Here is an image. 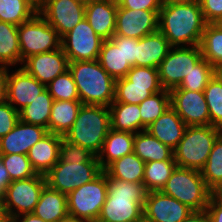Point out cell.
<instances>
[{
    "instance_id": "obj_1",
    "label": "cell",
    "mask_w": 222,
    "mask_h": 222,
    "mask_svg": "<svg viewBox=\"0 0 222 222\" xmlns=\"http://www.w3.org/2000/svg\"><path fill=\"white\" fill-rule=\"evenodd\" d=\"M206 24L199 1L163 3L159 11L158 30L172 47L200 45Z\"/></svg>"
},
{
    "instance_id": "obj_2",
    "label": "cell",
    "mask_w": 222,
    "mask_h": 222,
    "mask_svg": "<svg viewBox=\"0 0 222 222\" xmlns=\"http://www.w3.org/2000/svg\"><path fill=\"white\" fill-rule=\"evenodd\" d=\"M108 193L96 222H143L148 190L142 183L107 178Z\"/></svg>"
},
{
    "instance_id": "obj_3",
    "label": "cell",
    "mask_w": 222,
    "mask_h": 222,
    "mask_svg": "<svg viewBox=\"0 0 222 222\" xmlns=\"http://www.w3.org/2000/svg\"><path fill=\"white\" fill-rule=\"evenodd\" d=\"M68 69L82 104L111 105L115 99V80L98 60L69 62Z\"/></svg>"
},
{
    "instance_id": "obj_4",
    "label": "cell",
    "mask_w": 222,
    "mask_h": 222,
    "mask_svg": "<svg viewBox=\"0 0 222 222\" xmlns=\"http://www.w3.org/2000/svg\"><path fill=\"white\" fill-rule=\"evenodd\" d=\"M110 129L108 106L82 104L76 120L64 138L97 156Z\"/></svg>"
},
{
    "instance_id": "obj_5",
    "label": "cell",
    "mask_w": 222,
    "mask_h": 222,
    "mask_svg": "<svg viewBox=\"0 0 222 222\" xmlns=\"http://www.w3.org/2000/svg\"><path fill=\"white\" fill-rule=\"evenodd\" d=\"M221 133L222 129L212 125L188 126L178 146L174 149L177 167L201 171L215 140Z\"/></svg>"
},
{
    "instance_id": "obj_6",
    "label": "cell",
    "mask_w": 222,
    "mask_h": 222,
    "mask_svg": "<svg viewBox=\"0 0 222 222\" xmlns=\"http://www.w3.org/2000/svg\"><path fill=\"white\" fill-rule=\"evenodd\" d=\"M162 193L175 198L193 211L206 210L210 189L199 170L176 167L167 180Z\"/></svg>"
},
{
    "instance_id": "obj_7",
    "label": "cell",
    "mask_w": 222,
    "mask_h": 222,
    "mask_svg": "<svg viewBox=\"0 0 222 222\" xmlns=\"http://www.w3.org/2000/svg\"><path fill=\"white\" fill-rule=\"evenodd\" d=\"M107 193V175L103 170L95 179L67 194L68 215L96 222Z\"/></svg>"
},
{
    "instance_id": "obj_8",
    "label": "cell",
    "mask_w": 222,
    "mask_h": 222,
    "mask_svg": "<svg viewBox=\"0 0 222 222\" xmlns=\"http://www.w3.org/2000/svg\"><path fill=\"white\" fill-rule=\"evenodd\" d=\"M18 39L22 62L36 54L61 47L57 31L37 12L30 20L18 26Z\"/></svg>"
},
{
    "instance_id": "obj_9",
    "label": "cell",
    "mask_w": 222,
    "mask_h": 222,
    "mask_svg": "<svg viewBox=\"0 0 222 222\" xmlns=\"http://www.w3.org/2000/svg\"><path fill=\"white\" fill-rule=\"evenodd\" d=\"M45 185V176L39 174L10 182L2 192L5 214L13 218L33 213Z\"/></svg>"
},
{
    "instance_id": "obj_10",
    "label": "cell",
    "mask_w": 222,
    "mask_h": 222,
    "mask_svg": "<svg viewBox=\"0 0 222 222\" xmlns=\"http://www.w3.org/2000/svg\"><path fill=\"white\" fill-rule=\"evenodd\" d=\"M202 58L200 45L171 47L158 66L162 88L170 91L178 87Z\"/></svg>"
},
{
    "instance_id": "obj_11",
    "label": "cell",
    "mask_w": 222,
    "mask_h": 222,
    "mask_svg": "<svg viewBox=\"0 0 222 222\" xmlns=\"http://www.w3.org/2000/svg\"><path fill=\"white\" fill-rule=\"evenodd\" d=\"M103 170L99 163L59 161L45 175L46 184L61 193L68 194L95 179Z\"/></svg>"
},
{
    "instance_id": "obj_12",
    "label": "cell",
    "mask_w": 222,
    "mask_h": 222,
    "mask_svg": "<svg viewBox=\"0 0 222 222\" xmlns=\"http://www.w3.org/2000/svg\"><path fill=\"white\" fill-rule=\"evenodd\" d=\"M103 39L84 18L61 38V47L69 62L97 60Z\"/></svg>"
},
{
    "instance_id": "obj_13",
    "label": "cell",
    "mask_w": 222,
    "mask_h": 222,
    "mask_svg": "<svg viewBox=\"0 0 222 222\" xmlns=\"http://www.w3.org/2000/svg\"><path fill=\"white\" fill-rule=\"evenodd\" d=\"M38 12L62 38L85 18V4L76 0H44Z\"/></svg>"
},
{
    "instance_id": "obj_14",
    "label": "cell",
    "mask_w": 222,
    "mask_h": 222,
    "mask_svg": "<svg viewBox=\"0 0 222 222\" xmlns=\"http://www.w3.org/2000/svg\"><path fill=\"white\" fill-rule=\"evenodd\" d=\"M170 106L187 126L210 125L208 105L203 91L171 89Z\"/></svg>"
},
{
    "instance_id": "obj_15",
    "label": "cell",
    "mask_w": 222,
    "mask_h": 222,
    "mask_svg": "<svg viewBox=\"0 0 222 222\" xmlns=\"http://www.w3.org/2000/svg\"><path fill=\"white\" fill-rule=\"evenodd\" d=\"M159 11L118 7L114 36L140 39L158 31Z\"/></svg>"
},
{
    "instance_id": "obj_16",
    "label": "cell",
    "mask_w": 222,
    "mask_h": 222,
    "mask_svg": "<svg viewBox=\"0 0 222 222\" xmlns=\"http://www.w3.org/2000/svg\"><path fill=\"white\" fill-rule=\"evenodd\" d=\"M192 212L188 206L161 191L148 192L143 209V222H182Z\"/></svg>"
},
{
    "instance_id": "obj_17",
    "label": "cell",
    "mask_w": 222,
    "mask_h": 222,
    "mask_svg": "<svg viewBox=\"0 0 222 222\" xmlns=\"http://www.w3.org/2000/svg\"><path fill=\"white\" fill-rule=\"evenodd\" d=\"M45 89V84L40 83L22 67L12 74H9L6 68V101L18 112L35 100Z\"/></svg>"
},
{
    "instance_id": "obj_18",
    "label": "cell",
    "mask_w": 222,
    "mask_h": 222,
    "mask_svg": "<svg viewBox=\"0 0 222 222\" xmlns=\"http://www.w3.org/2000/svg\"><path fill=\"white\" fill-rule=\"evenodd\" d=\"M21 67L42 84H49L58 75L68 70V58L62 47L26 58Z\"/></svg>"
},
{
    "instance_id": "obj_19",
    "label": "cell",
    "mask_w": 222,
    "mask_h": 222,
    "mask_svg": "<svg viewBox=\"0 0 222 222\" xmlns=\"http://www.w3.org/2000/svg\"><path fill=\"white\" fill-rule=\"evenodd\" d=\"M44 127L19 120L14 128L0 138V155L24 154L48 134Z\"/></svg>"
},
{
    "instance_id": "obj_20",
    "label": "cell",
    "mask_w": 222,
    "mask_h": 222,
    "mask_svg": "<svg viewBox=\"0 0 222 222\" xmlns=\"http://www.w3.org/2000/svg\"><path fill=\"white\" fill-rule=\"evenodd\" d=\"M117 9L118 5L110 0H92L85 5V19L103 40L115 34Z\"/></svg>"
},
{
    "instance_id": "obj_21",
    "label": "cell",
    "mask_w": 222,
    "mask_h": 222,
    "mask_svg": "<svg viewBox=\"0 0 222 222\" xmlns=\"http://www.w3.org/2000/svg\"><path fill=\"white\" fill-rule=\"evenodd\" d=\"M63 136L48 133L29 150L27 156L34 171L45 176L59 161Z\"/></svg>"
},
{
    "instance_id": "obj_22",
    "label": "cell",
    "mask_w": 222,
    "mask_h": 222,
    "mask_svg": "<svg viewBox=\"0 0 222 222\" xmlns=\"http://www.w3.org/2000/svg\"><path fill=\"white\" fill-rule=\"evenodd\" d=\"M187 127L181 117L170 106L157 120L146 128V131L174 150L182 139Z\"/></svg>"
},
{
    "instance_id": "obj_23",
    "label": "cell",
    "mask_w": 222,
    "mask_h": 222,
    "mask_svg": "<svg viewBox=\"0 0 222 222\" xmlns=\"http://www.w3.org/2000/svg\"><path fill=\"white\" fill-rule=\"evenodd\" d=\"M171 47L159 30L137 39L135 66L158 68Z\"/></svg>"
},
{
    "instance_id": "obj_24",
    "label": "cell",
    "mask_w": 222,
    "mask_h": 222,
    "mask_svg": "<svg viewBox=\"0 0 222 222\" xmlns=\"http://www.w3.org/2000/svg\"><path fill=\"white\" fill-rule=\"evenodd\" d=\"M97 60L114 80L124 78L132 68L123 54V36L104 40Z\"/></svg>"
},
{
    "instance_id": "obj_25",
    "label": "cell",
    "mask_w": 222,
    "mask_h": 222,
    "mask_svg": "<svg viewBox=\"0 0 222 222\" xmlns=\"http://www.w3.org/2000/svg\"><path fill=\"white\" fill-rule=\"evenodd\" d=\"M135 133L110 129L97 155L100 167L105 170L115 160L134 151ZM106 155V159H104Z\"/></svg>"
},
{
    "instance_id": "obj_26",
    "label": "cell",
    "mask_w": 222,
    "mask_h": 222,
    "mask_svg": "<svg viewBox=\"0 0 222 222\" xmlns=\"http://www.w3.org/2000/svg\"><path fill=\"white\" fill-rule=\"evenodd\" d=\"M33 213L46 222H59L68 215L67 195L46 184Z\"/></svg>"
},
{
    "instance_id": "obj_27",
    "label": "cell",
    "mask_w": 222,
    "mask_h": 222,
    "mask_svg": "<svg viewBox=\"0 0 222 222\" xmlns=\"http://www.w3.org/2000/svg\"><path fill=\"white\" fill-rule=\"evenodd\" d=\"M133 152L145 163L152 161H175L174 150L161 143L146 130L135 133Z\"/></svg>"
},
{
    "instance_id": "obj_28",
    "label": "cell",
    "mask_w": 222,
    "mask_h": 222,
    "mask_svg": "<svg viewBox=\"0 0 222 222\" xmlns=\"http://www.w3.org/2000/svg\"><path fill=\"white\" fill-rule=\"evenodd\" d=\"M81 106L80 100H54L51 106L48 132L64 137L76 120Z\"/></svg>"
},
{
    "instance_id": "obj_29",
    "label": "cell",
    "mask_w": 222,
    "mask_h": 222,
    "mask_svg": "<svg viewBox=\"0 0 222 222\" xmlns=\"http://www.w3.org/2000/svg\"><path fill=\"white\" fill-rule=\"evenodd\" d=\"M109 111L111 129L130 133L141 131V116L138 104L112 102Z\"/></svg>"
},
{
    "instance_id": "obj_30",
    "label": "cell",
    "mask_w": 222,
    "mask_h": 222,
    "mask_svg": "<svg viewBox=\"0 0 222 222\" xmlns=\"http://www.w3.org/2000/svg\"><path fill=\"white\" fill-rule=\"evenodd\" d=\"M144 167L145 162L132 152L115 160L104 171L107 178L143 184Z\"/></svg>"
},
{
    "instance_id": "obj_31",
    "label": "cell",
    "mask_w": 222,
    "mask_h": 222,
    "mask_svg": "<svg viewBox=\"0 0 222 222\" xmlns=\"http://www.w3.org/2000/svg\"><path fill=\"white\" fill-rule=\"evenodd\" d=\"M21 64L18 26L0 21V68Z\"/></svg>"
},
{
    "instance_id": "obj_32",
    "label": "cell",
    "mask_w": 222,
    "mask_h": 222,
    "mask_svg": "<svg viewBox=\"0 0 222 222\" xmlns=\"http://www.w3.org/2000/svg\"><path fill=\"white\" fill-rule=\"evenodd\" d=\"M53 98L47 88L19 111V120L48 129Z\"/></svg>"
},
{
    "instance_id": "obj_33",
    "label": "cell",
    "mask_w": 222,
    "mask_h": 222,
    "mask_svg": "<svg viewBox=\"0 0 222 222\" xmlns=\"http://www.w3.org/2000/svg\"><path fill=\"white\" fill-rule=\"evenodd\" d=\"M202 56L217 71L222 68V30L216 24H206L200 43Z\"/></svg>"
},
{
    "instance_id": "obj_34",
    "label": "cell",
    "mask_w": 222,
    "mask_h": 222,
    "mask_svg": "<svg viewBox=\"0 0 222 222\" xmlns=\"http://www.w3.org/2000/svg\"><path fill=\"white\" fill-rule=\"evenodd\" d=\"M162 86L131 85L126 77L115 80V99L113 102L140 104L152 94L162 91Z\"/></svg>"
},
{
    "instance_id": "obj_35",
    "label": "cell",
    "mask_w": 222,
    "mask_h": 222,
    "mask_svg": "<svg viewBox=\"0 0 222 222\" xmlns=\"http://www.w3.org/2000/svg\"><path fill=\"white\" fill-rule=\"evenodd\" d=\"M170 107V91H162L152 94L139 104L141 116V131L157 120L165 110Z\"/></svg>"
},
{
    "instance_id": "obj_36",
    "label": "cell",
    "mask_w": 222,
    "mask_h": 222,
    "mask_svg": "<svg viewBox=\"0 0 222 222\" xmlns=\"http://www.w3.org/2000/svg\"><path fill=\"white\" fill-rule=\"evenodd\" d=\"M176 167L175 161L145 163L143 184L148 192L161 191Z\"/></svg>"
},
{
    "instance_id": "obj_37",
    "label": "cell",
    "mask_w": 222,
    "mask_h": 222,
    "mask_svg": "<svg viewBox=\"0 0 222 222\" xmlns=\"http://www.w3.org/2000/svg\"><path fill=\"white\" fill-rule=\"evenodd\" d=\"M38 10L27 0H0V21L16 26L30 20Z\"/></svg>"
},
{
    "instance_id": "obj_38",
    "label": "cell",
    "mask_w": 222,
    "mask_h": 222,
    "mask_svg": "<svg viewBox=\"0 0 222 222\" xmlns=\"http://www.w3.org/2000/svg\"><path fill=\"white\" fill-rule=\"evenodd\" d=\"M204 92L210 115V125L222 129V75L217 71Z\"/></svg>"
},
{
    "instance_id": "obj_39",
    "label": "cell",
    "mask_w": 222,
    "mask_h": 222,
    "mask_svg": "<svg viewBox=\"0 0 222 222\" xmlns=\"http://www.w3.org/2000/svg\"><path fill=\"white\" fill-rule=\"evenodd\" d=\"M217 70L204 58H202L184 77L180 85L173 89H186L191 91H204L210 79Z\"/></svg>"
},
{
    "instance_id": "obj_40",
    "label": "cell",
    "mask_w": 222,
    "mask_h": 222,
    "mask_svg": "<svg viewBox=\"0 0 222 222\" xmlns=\"http://www.w3.org/2000/svg\"><path fill=\"white\" fill-rule=\"evenodd\" d=\"M200 172L209 189L222 180V133L215 140L207 162Z\"/></svg>"
},
{
    "instance_id": "obj_41",
    "label": "cell",
    "mask_w": 222,
    "mask_h": 222,
    "mask_svg": "<svg viewBox=\"0 0 222 222\" xmlns=\"http://www.w3.org/2000/svg\"><path fill=\"white\" fill-rule=\"evenodd\" d=\"M0 164L7 170L11 182L37 175L24 154L0 155Z\"/></svg>"
},
{
    "instance_id": "obj_42",
    "label": "cell",
    "mask_w": 222,
    "mask_h": 222,
    "mask_svg": "<svg viewBox=\"0 0 222 222\" xmlns=\"http://www.w3.org/2000/svg\"><path fill=\"white\" fill-rule=\"evenodd\" d=\"M53 100H80L71 72L66 70L46 85Z\"/></svg>"
},
{
    "instance_id": "obj_43",
    "label": "cell",
    "mask_w": 222,
    "mask_h": 222,
    "mask_svg": "<svg viewBox=\"0 0 222 222\" xmlns=\"http://www.w3.org/2000/svg\"><path fill=\"white\" fill-rule=\"evenodd\" d=\"M61 161H80L82 163H99L97 156L92 154L89 150L68 142L64 137L60 145Z\"/></svg>"
},
{
    "instance_id": "obj_44",
    "label": "cell",
    "mask_w": 222,
    "mask_h": 222,
    "mask_svg": "<svg viewBox=\"0 0 222 222\" xmlns=\"http://www.w3.org/2000/svg\"><path fill=\"white\" fill-rule=\"evenodd\" d=\"M125 77L131 85L161 86L158 68L133 66Z\"/></svg>"
},
{
    "instance_id": "obj_45",
    "label": "cell",
    "mask_w": 222,
    "mask_h": 222,
    "mask_svg": "<svg viewBox=\"0 0 222 222\" xmlns=\"http://www.w3.org/2000/svg\"><path fill=\"white\" fill-rule=\"evenodd\" d=\"M19 121V112L7 101L0 104V138L8 134Z\"/></svg>"
},
{
    "instance_id": "obj_46",
    "label": "cell",
    "mask_w": 222,
    "mask_h": 222,
    "mask_svg": "<svg viewBox=\"0 0 222 222\" xmlns=\"http://www.w3.org/2000/svg\"><path fill=\"white\" fill-rule=\"evenodd\" d=\"M207 24H215L222 18V0H198Z\"/></svg>"
},
{
    "instance_id": "obj_47",
    "label": "cell",
    "mask_w": 222,
    "mask_h": 222,
    "mask_svg": "<svg viewBox=\"0 0 222 222\" xmlns=\"http://www.w3.org/2000/svg\"><path fill=\"white\" fill-rule=\"evenodd\" d=\"M162 0H123L118 7L132 10L160 11Z\"/></svg>"
},
{
    "instance_id": "obj_48",
    "label": "cell",
    "mask_w": 222,
    "mask_h": 222,
    "mask_svg": "<svg viewBox=\"0 0 222 222\" xmlns=\"http://www.w3.org/2000/svg\"><path fill=\"white\" fill-rule=\"evenodd\" d=\"M137 39L123 36V54L128 63L135 66Z\"/></svg>"
},
{
    "instance_id": "obj_49",
    "label": "cell",
    "mask_w": 222,
    "mask_h": 222,
    "mask_svg": "<svg viewBox=\"0 0 222 222\" xmlns=\"http://www.w3.org/2000/svg\"><path fill=\"white\" fill-rule=\"evenodd\" d=\"M205 211L210 222H222V203L214 202L210 198Z\"/></svg>"
},
{
    "instance_id": "obj_50",
    "label": "cell",
    "mask_w": 222,
    "mask_h": 222,
    "mask_svg": "<svg viewBox=\"0 0 222 222\" xmlns=\"http://www.w3.org/2000/svg\"><path fill=\"white\" fill-rule=\"evenodd\" d=\"M182 222H210L208 215L205 210L192 212L185 220Z\"/></svg>"
},
{
    "instance_id": "obj_51",
    "label": "cell",
    "mask_w": 222,
    "mask_h": 222,
    "mask_svg": "<svg viewBox=\"0 0 222 222\" xmlns=\"http://www.w3.org/2000/svg\"><path fill=\"white\" fill-rule=\"evenodd\" d=\"M20 216L22 218H20ZM11 222H46V221L39 218L34 213H26V214H22V215L11 218Z\"/></svg>"
},
{
    "instance_id": "obj_52",
    "label": "cell",
    "mask_w": 222,
    "mask_h": 222,
    "mask_svg": "<svg viewBox=\"0 0 222 222\" xmlns=\"http://www.w3.org/2000/svg\"><path fill=\"white\" fill-rule=\"evenodd\" d=\"M210 198L217 203H222V180L210 189Z\"/></svg>"
},
{
    "instance_id": "obj_53",
    "label": "cell",
    "mask_w": 222,
    "mask_h": 222,
    "mask_svg": "<svg viewBox=\"0 0 222 222\" xmlns=\"http://www.w3.org/2000/svg\"><path fill=\"white\" fill-rule=\"evenodd\" d=\"M6 101V68H0V104Z\"/></svg>"
},
{
    "instance_id": "obj_54",
    "label": "cell",
    "mask_w": 222,
    "mask_h": 222,
    "mask_svg": "<svg viewBox=\"0 0 222 222\" xmlns=\"http://www.w3.org/2000/svg\"><path fill=\"white\" fill-rule=\"evenodd\" d=\"M11 182L7 170L0 164V196L4 188Z\"/></svg>"
},
{
    "instance_id": "obj_55",
    "label": "cell",
    "mask_w": 222,
    "mask_h": 222,
    "mask_svg": "<svg viewBox=\"0 0 222 222\" xmlns=\"http://www.w3.org/2000/svg\"><path fill=\"white\" fill-rule=\"evenodd\" d=\"M59 222H88V221L77 218V217H74V216H71V215H67L66 217H64Z\"/></svg>"
},
{
    "instance_id": "obj_56",
    "label": "cell",
    "mask_w": 222,
    "mask_h": 222,
    "mask_svg": "<svg viewBox=\"0 0 222 222\" xmlns=\"http://www.w3.org/2000/svg\"><path fill=\"white\" fill-rule=\"evenodd\" d=\"M27 1H29L37 10H39L42 7L44 2V0H27Z\"/></svg>"
},
{
    "instance_id": "obj_57",
    "label": "cell",
    "mask_w": 222,
    "mask_h": 222,
    "mask_svg": "<svg viewBox=\"0 0 222 222\" xmlns=\"http://www.w3.org/2000/svg\"><path fill=\"white\" fill-rule=\"evenodd\" d=\"M198 0H162L163 3H179V2H192Z\"/></svg>"
},
{
    "instance_id": "obj_58",
    "label": "cell",
    "mask_w": 222,
    "mask_h": 222,
    "mask_svg": "<svg viewBox=\"0 0 222 222\" xmlns=\"http://www.w3.org/2000/svg\"><path fill=\"white\" fill-rule=\"evenodd\" d=\"M5 211H4V205H3V198L0 196V218H3L5 216Z\"/></svg>"
},
{
    "instance_id": "obj_59",
    "label": "cell",
    "mask_w": 222,
    "mask_h": 222,
    "mask_svg": "<svg viewBox=\"0 0 222 222\" xmlns=\"http://www.w3.org/2000/svg\"><path fill=\"white\" fill-rule=\"evenodd\" d=\"M0 222H11V218L5 215L3 218H0Z\"/></svg>"
},
{
    "instance_id": "obj_60",
    "label": "cell",
    "mask_w": 222,
    "mask_h": 222,
    "mask_svg": "<svg viewBox=\"0 0 222 222\" xmlns=\"http://www.w3.org/2000/svg\"><path fill=\"white\" fill-rule=\"evenodd\" d=\"M222 30V18L215 23Z\"/></svg>"
},
{
    "instance_id": "obj_61",
    "label": "cell",
    "mask_w": 222,
    "mask_h": 222,
    "mask_svg": "<svg viewBox=\"0 0 222 222\" xmlns=\"http://www.w3.org/2000/svg\"><path fill=\"white\" fill-rule=\"evenodd\" d=\"M76 1L81 2L86 5V4L90 3L92 0H76Z\"/></svg>"
},
{
    "instance_id": "obj_62",
    "label": "cell",
    "mask_w": 222,
    "mask_h": 222,
    "mask_svg": "<svg viewBox=\"0 0 222 222\" xmlns=\"http://www.w3.org/2000/svg\"><path fill=\"white\" fill-rule=\"evenodd\" d=\"M110 1H112L116 5H119L123 0H110Z\"/></svg>"
},
{
    "instance_id": "obj_63",
    "label": "cell",
    "mask_w": 222,
    "mask_h": 222,
    "mask_svg": "<svg viewBox=\"0 0 222 222\" xmlns=\"http://www.w3.org/2000/svg\"><path fill=\"white\" fill-rule=\"evenodd\" d=\"M219 71V73L222 75V68L220 69V70H218Z\"/></svg>"
}]
</instances>
